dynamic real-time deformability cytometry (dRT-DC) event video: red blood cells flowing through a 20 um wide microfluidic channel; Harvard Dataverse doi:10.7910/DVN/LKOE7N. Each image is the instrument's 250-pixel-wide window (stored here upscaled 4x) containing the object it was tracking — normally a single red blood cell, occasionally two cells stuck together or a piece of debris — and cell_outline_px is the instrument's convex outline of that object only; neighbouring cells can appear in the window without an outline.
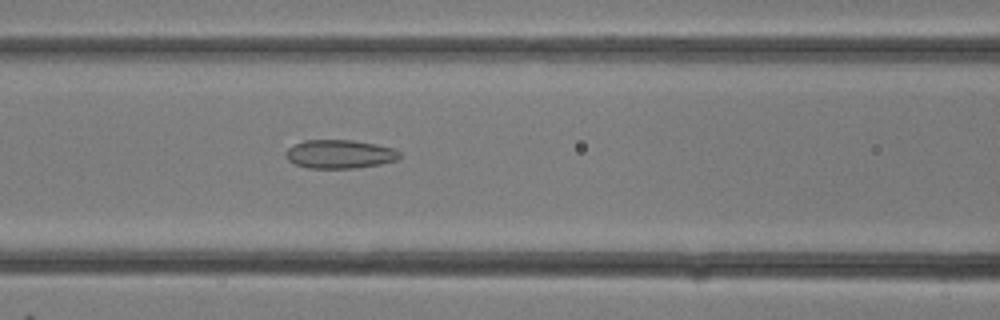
{"species": "common noctule bat (a hibernating species)", "species_latin": "Nyctalus noctula", "temperature_condition": "room temperature", "stored_images_in_passage": 30, "camera_frame_rate_fps": 3000, "um_per_image_px": 0.085, "animal": {"sex": "female"}, "frame": {"image": 1, "passage_image": 13, "time_ms": 4.0, "image_size_px": [1000, 320], "cell_outline_px": [[400, 156], [396, 160], [380, 164], [356, 168], [308, 168], [296, 164], [288, 160], [284, 156], [284, 152], [288, 148], [304, 140], [352, 140], [376, 144], [392, 148], [400, 152]], "centroid_in_image_um": [28.85, 13.1], "position_along_channel_um": 137.8, "area_um2": 18.96}}
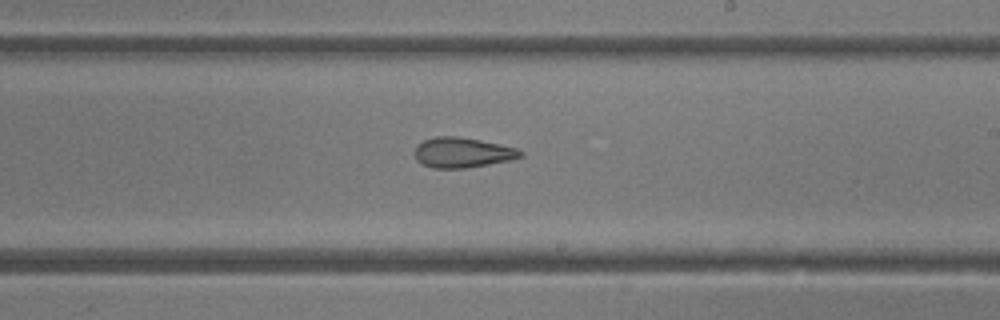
{"frame": {"image": 2, "passage_image": 18, "time_ms": 5.667, "image_size_px": [1000, 320], "cell_outline_px": [[524, 156], [512, 160], [464, 168], [432, 168], [416, 160], [416, 144], [424, 140], [436, 136], [460, 136], [500, 144], [516, 148], [524, 152]], "centroid_in_image_um": [39.33, 12.96], "position_along_channel_um": 249.7, "area_um2": 18.61}}
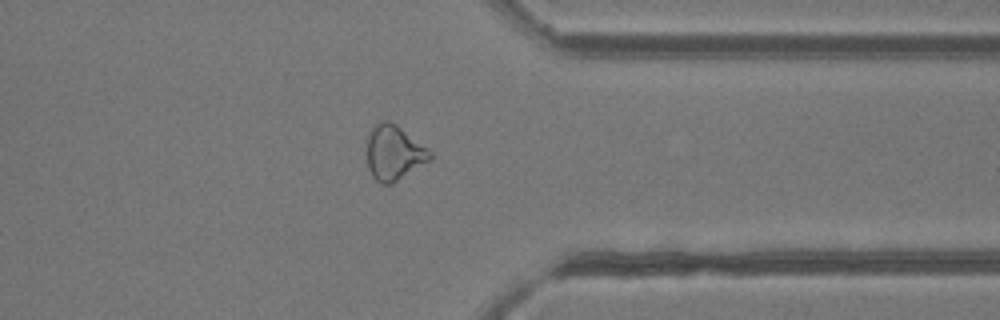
{"frame": {"image": 3, "passage_image": 24, "time_ms": 7.667, "image_size_px": [1000, 320], "cell_outline_px": [[432, 160], [392, 184], [380, 184], [372, 176], [368, 168], [364, 152], [364, 148], [368, 132], [380, 120], [388, 120], [396, 124], [428, 148], [432, 152]], "centroid_in_image_um": [33.44, 12.98], "position_along_channel_um": 378.0, "area_um2": 20.92}}